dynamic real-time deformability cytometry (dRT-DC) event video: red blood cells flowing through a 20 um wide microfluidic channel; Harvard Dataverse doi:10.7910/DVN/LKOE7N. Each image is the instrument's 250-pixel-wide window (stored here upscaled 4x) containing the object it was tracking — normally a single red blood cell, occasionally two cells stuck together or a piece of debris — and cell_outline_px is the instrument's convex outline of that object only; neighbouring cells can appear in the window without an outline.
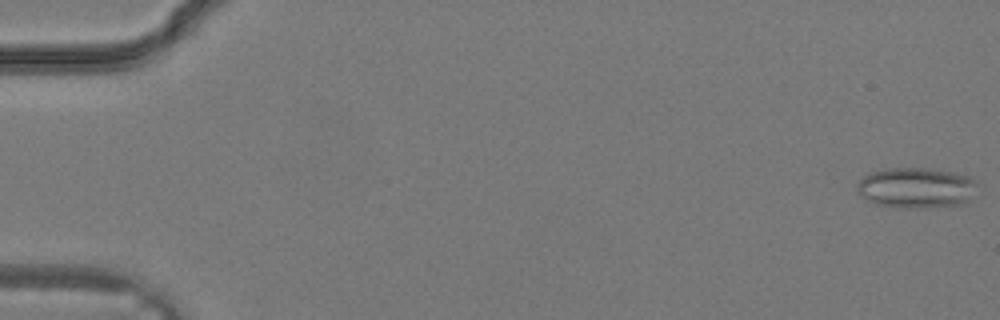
{"species": "common noctule bat (a hibernating species)", "species_latin": "Nyctalus noctula", "temperature_condition": "warm", "stored_images_in_passage": 13, "camera_frame_rate_fps": 3000, "um_per_image_px": 0.085, "animal": {"sex": "male", "body_mass_g": 19.2, "forearm_length_mm": 51.8}, "frame": {"image": 1, "passage_image": 1, "time_ms": 0.0, "image_size_px": [1000, 320], "cell_outline_px": [[976, 184], [964, 200], [956, 204], [920, 208], [908, 208], [876, 204], [868, 200], [856, 192], [856, 184], [864, 176], [872, 172], [884, 168], [924, 168], [956, 172], [968, 176], [976, 180]], "centroid_in_image_um": [77.77, 15.93], "position_along_channel_um": 7.2, "area_um2": 27.8}}